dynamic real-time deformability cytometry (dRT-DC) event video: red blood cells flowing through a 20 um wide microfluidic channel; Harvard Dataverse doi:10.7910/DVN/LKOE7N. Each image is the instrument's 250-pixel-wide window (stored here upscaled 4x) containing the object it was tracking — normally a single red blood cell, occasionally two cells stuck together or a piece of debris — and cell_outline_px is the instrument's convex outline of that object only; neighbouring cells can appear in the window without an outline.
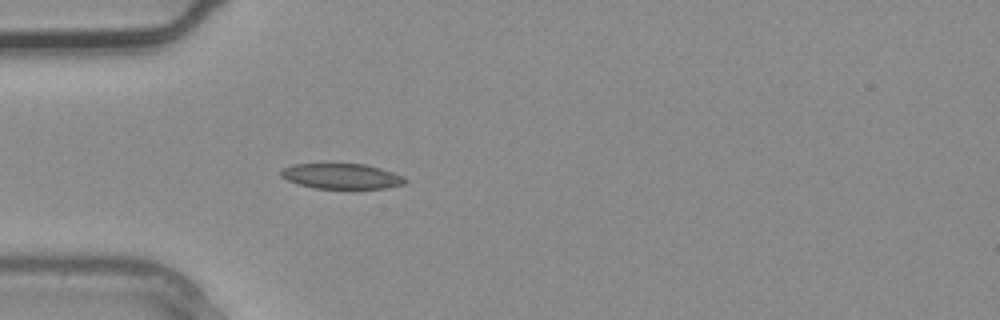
{"species": "common noctule bat (a hibernating species)", "species_latin": "Nyctalus noctula", "temperature_condition": "warm", "stored_images_in_passage": 3, "camera_frame_rate_fps": 3000, "um_per_image_px": 0.085, "animal": {"sex": "male", "body_mass_g": 20.4}, "frame": {"image": 1, "passage_image": 3, "time_ms": 0.667, "image_size_px": [1000, 320], "cell_outline_px": [[408, 180], [404, 184], [388, 188], [312, 188], [288, 180], [280, 176], [280, 172], [284, 168], [292, 164], [364, 164], [380, 168], [404, 176]], "centroid_in_image_um": [29.06, 14.98], "position_along_channel_um": 55.9, "area_um2": 18.21}}